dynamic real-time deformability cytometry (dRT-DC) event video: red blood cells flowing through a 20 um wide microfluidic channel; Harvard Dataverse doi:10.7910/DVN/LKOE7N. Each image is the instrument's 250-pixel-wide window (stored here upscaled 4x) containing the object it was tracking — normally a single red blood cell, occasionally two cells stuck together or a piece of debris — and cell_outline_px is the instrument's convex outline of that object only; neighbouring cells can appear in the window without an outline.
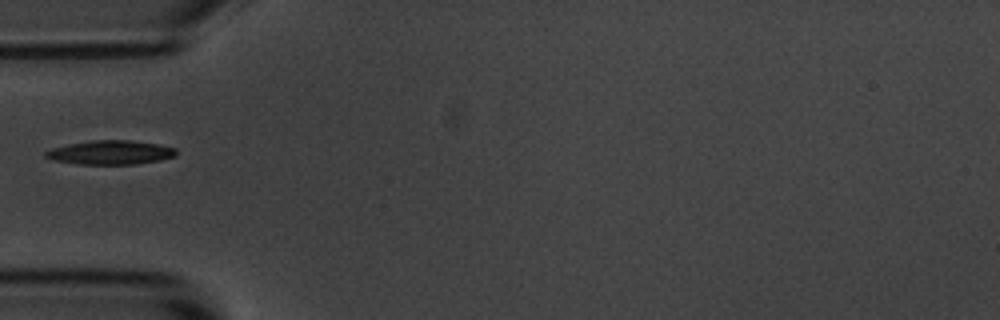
{"species": "common noctule bat (a hibernating species)", "species_latin": "Nyctalus noctula", "temperature_condition": "room temperature", "stored_images_in_passage": 9, "camera_frame_rate_fps": 3000, "um_per_image_px": 0.085, "animal": {"sex": "male", "body_mass_g": 20.1, "forearm_length_mm": 53.5}, "frame": {"image": 1, "passage_image": 1, "time_ms": 0.0, "image_size_px": [1000, 320], "cell_outline_px": [[176, 156], [160, 160], [132, 164], [80, 164], [56, 160], [44, 156], [44, 152], [52, 148], [68, 144], [92, 140], [128, 140], [160, 144], [176, 148]], "centroid_in_image_um": [9.42, 12.95], "position_along_channel_um": 75.6, "area_um2": 18.15}}